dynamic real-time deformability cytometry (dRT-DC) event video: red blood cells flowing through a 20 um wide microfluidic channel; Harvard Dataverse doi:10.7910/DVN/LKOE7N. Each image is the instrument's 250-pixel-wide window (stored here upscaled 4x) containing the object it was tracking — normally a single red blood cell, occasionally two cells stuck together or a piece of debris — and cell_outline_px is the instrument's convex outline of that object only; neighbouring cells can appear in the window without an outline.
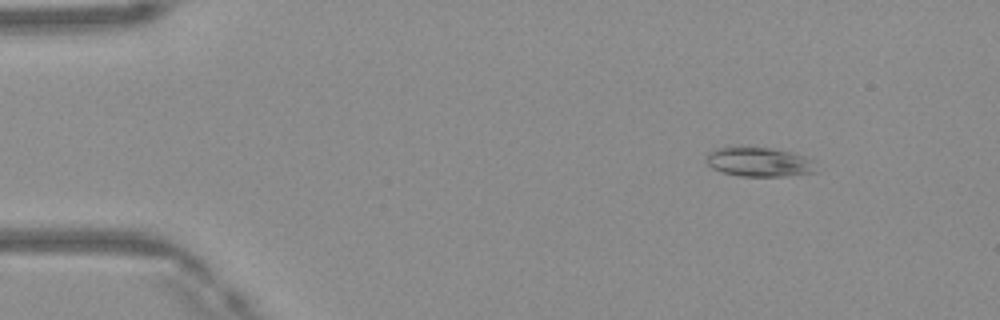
{"species": "Egyptian fruit bat (a non-hibernating species)", "species_latin": "Rousettus aegyptiacus", "temperature_condition": "warm", "stored_images_in_passage": 48, "camera_frame_rate_fps": 3000, "um_per_image_px": 0.085, "frame": {"image": 1, "passage_image": 6, "time_ms": 1.667, "image_size_px": [1000, 320], "cell_outline_px": [[816, 172], [784, 176], [740, 176], [724, 172], [712, 168], [708, 164], [708, 152], [716, 148], [772, 148], [792, 152], [816, 160]], "centroid_in_image_um": [64.6, 13.78], "position_along_channel_um": 20.4, "area_um2": 18.55}}
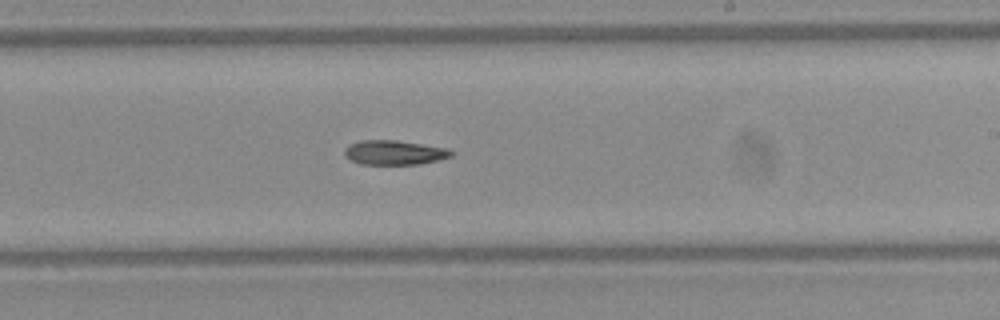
{"frame": {"image": 2, "passage_image": 29, "time_ms": 9.333, "image_size_px": [1000, 320], "cell_outline_px": [[452, 156], [420, 164], [360, 164], [344, 156], [344, 148], [360, 140], [396, 140], [448, 148], [452, 152]], "centroid_in_image_um": [33.5, 12.96], "position_along_channel_um": 255.5, "area_um2": 15.09}}
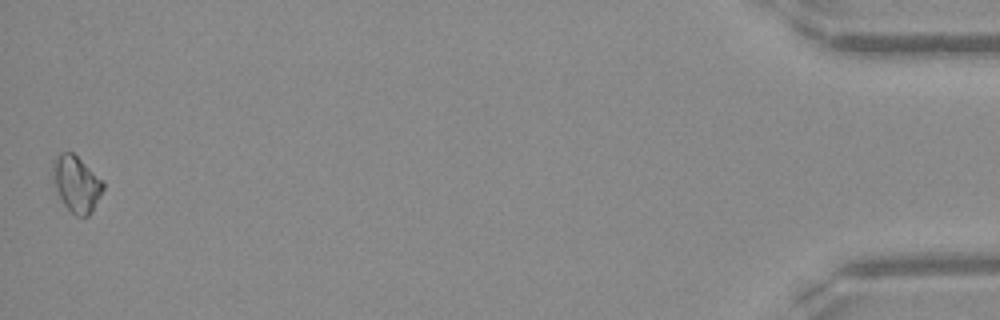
{"frame": {"image": 3, "passage_image": 48, "time_ms": 15.667, "image_size_px": [1000, 320], "cell_outline_px": [[104, 188], [92, 212], [88, 216], [76, 216], [64, 204], [56, 188], [52, 176], [52, 160], [60, 152], [72, 152], [104, 184]], "centroid_in_image_um": [6.46, 15.63], "position_along_channel_um": 428.7, "area_um2": 16.01}}